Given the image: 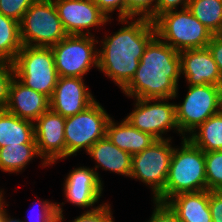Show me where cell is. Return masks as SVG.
I'll return each mask as SVG.
<instances>
[{
  "instance_id": "cell-1",
  "label": "cell",
  "mask_w": 222,
  "mask_h": 222,
  "mask_svg": "<svg viewBox=\"0 0 222 222\" xmlns=\"http://www.w3.org/2000/svg\"><path fill=\"white\" fill-rule=\"evenodd\" d=\"M118 19L126 25L105 36L98 50V69L123 90L134 77L148 43L156 36L152 21L146 18Z\"/></svg>"
},
{
  "instance_id": "cell-2",
  "label": "cell",
  "mask_w": 222,
  "mask_h": 222,
  "mask_svg": "<svg viewBox=\"0 0 222 222\" xmlns=\"http://www.w3.org/2000/svg\"><path fill=\"white\" fill-rule=\"evenodd\" d=\"M179 77V52L155 36L146 46L134 77L122 91L135 99L172 100L178 95Z\"/></svg>"
},
{
  "instance_id": "cell-3",
  "label": "cell",
  "mask_w": 222,
  "mask_h": 222,
  "mask_svg": "<svg viewBox=\"0 0 222 222\" xmlns=\"http://www.w3.org/2000/svg\"><path fill=\"white\" fill-rule=\"evenodd\" d=\"M180 148H174L164 190L154 199L166 203L179 193L206 190L204 151L188 138H183Z\"/></svg>"
},
{
  "instance_id": "cell-4",
  "label": "cell",
  "mask_w": 222,
  "mask_h": 222,
  "mask_svg": "<svg viewBox=\"0 0 222 222\" xmlns=\"http://www.w3.org/2000/svg\"><path fill=\"white\" fill-rule=\"evenodd\" d=\"M153 24L156 36L178 52L205 48L213 36L188 8L163 13Z\"/></svg>"
},
{
  "instance_id": "cell-5",
  "label": "cell",
  "mask_w": 222,
  "mask_h": 222,
  "mask_svg": "<svg viewBox=\"0 0 222 222\" xmlns=\"http://www.w3.org/2000/svg\"><path fill=\"white\" fill-rule=\"evenodd\" d=\"M15 77L32 90L52 97L58 80L51 47L23 46L13 62Z\"/></svg>"
},
{
  "instance_id": "cell-6",
  "label": "cell",
  "mask_w": 222,
  "mask_h": 222,
  "mask_svg": "<svg viewBox=\"0 0 222 222\" xmlns=\"http://www.w3.org/2000/svg\"><path fill=\"white\" fill-rule=\"evenodd\" d=\"M67 35L53 0H36L20 22L23 46L52 47Z\"/></svg>"
},
{
  "instance_id": "cell-7",
  "label": "cell",
  "mask_w": 222,
  "mask_h": 222,
  "mask_svg": "<svg viewBox=\"0 0 222 222\" xmlns=\"http://www.w3.org/2000/svg\"><path fill=\"white\" fill-rule=\"evenodd\" d=\"M175 106L179 131L182 138H187L208 118L222 110V86H189L183 102Z\"/></svg>"
},
{
  "instance_id": "cell-8",
  "label": "cell",
  "mask_w": 222,
  "mask_h": 222,
  "mask_svg": "<svg viewBox=\"0 0 222 222\" xmlns=\"http://www.w3.org/2000/svg\"><path fill=\"white\" fill-rule=\"evenodd\" d=\"M111 117L96 100L85 110L65 120V158L82 150L86 151L106 136Z\"/></svg>"
},
{
  "instance_id": "cell-9",
  "label": "cell",
  "mask_w": 222,
  "mask_h": 222,
  "mask_svg": "<svg viewBox=\"0 0 222 222\" xmlns=\"http://www.w3.org/2000/svg\"><path fill=\"white\" fill-rule=\"evenodd\" d=\"M94 35H67L51 47L59 77L83 78L91 67L98 68V50Z\"/></svg>"
},
{
  "instance_id": "cell-10",
  "label": "cell",
  "mask_w": 222,
  "mask_h": 222,
  "mask_svg": "<svg viewBox=\"0 0 222 222\" xmlns=\"http://www.w3.org/2000/svg\"><path fill=\"white\" fill-rule=\"evenodd\" d=\"M171 137L157 139L142 152L132 155L130 178L151 187L153 200L164 190L174 148Z\"/></svg>"
},
{
  "instance_id": "cell-11",
  "label": "cell",
  "mask_w": 222,
  "mask_h": 222,
  "mask_svg": "<svg viewBox=\"0 0 222 222\" xmlns=\"http://www.w3.org/2000/svg\"><path fill=\"white\" fill-rule=\"evenodd\" d=\"M134 100L135 108L125 118L134 128L149 133L156 139H165L162 134L172 129L181 133L176 121L175 103L169 104V98Z\"/></svg>"
},
{
  "instance_id": "cell-12",
  "label": "cell",
  "mask_w": 222,
  "mask_h": 222,
  "mask_svg": "<svg viewBox=\"0 0 222 222\" xmlns=\"http://www.w3.org/2000/svg\"><path fill=\"white\" fill-rule=\"evenodd\" d=\"M65 120V117L49 109L34 122L37 151L43 159L42 167L65 159Z\"/></svg>"
},
{
  "instance_id": "cell-13",
  "label": "cell",
  "mask_w": 222,
  "mask_h": 222,
  "mask_svg": "<svg viewBox=\"0 0 222 222\" xmlns=\"http://www.w3.org/2000/svg\"><path fill=\"white\" fill-rule=\"evenodd\" d=\"M68 35H92L90 28L103 26L109 18L92 0H53ZM84 29L87 31L84 32Z\"/></svg>"
},
{
  "instance_id": "cell-14",
  "label": "cell",
  "mask_w": 222,
  "mask_h": 222,
  "mask_svg": "<svg viewBox=\"0 0 222 222\" xmlns=\"http://www.w3.org/2000/svg\"><path fill=\"white\" fill-rule=\"evenodd\" d=\"M80 77H58L50 109L67 118L89 107L96 99Z\"/></svg>"
},
{
  "instance_id": "cell-15",
  "label": "cell",
  "mask_w": 222,
  "mask_h": 222,
  "mask_svg": "<svg viewBox=\"0 0 222 222\" xmlns=\"http://www.w3.org/2000/svg\"><path fill=\"white\" fill-rule=\"evenodd\" d=\"M181 59V74L188 86L212 84L222 86V77L208 49H190L179 52Z\"/></svg>"
},
{
  "instance_id": "cell-16",
  "label": "cell",
  "mask_w": 222,
  "mask_h": 222,
  "mask_svg": "<svg viewBox=\"0 0 222 222\" xmlns=\"http://www.w3.org/2000/svg\"><path fill=\"white\" fill-rule=\"evenodd\" d=\"M64 194L67 201L83 208L98 203L103 191V185L98 180L95 171L88 167L74 168L66 177L64 183Z\"/></svg>"
},
{
  "instance_id": "cell-17",
  "label": "cell",
  "mask_w": 222,
  "mask_h": 222,
  "mask_svg": "<svg viewBox=\"0 0 222 222\" xmlns=\"http://www.w3.org/2000/svg\"><path fill=\"white\" fill-rule=\"evenodd\" d=\"M50 109V98L30 89L16 77L9 88V98L5 110L21 119L36 121Z\"/></svg>"
},
{
  "instance_id": "cell-18",
  "label": "cell",
  "mask_w": 222,
  "mask_h": 222,
  "mask_svg": "<svg viewBox=\"0 0 222 222\" xmlns=\"http://www.w3.org/2000/svg\"><path fill=\"white\" fill-rule=\"evenodd\" d=\"M92 159L98 164L92 168L98 180L103 185L97 170L102 167L103 170H108L116 174L130 177L132 155L115 146L107 136L98 140L87 152Z\"/></svg>"
},
{
  "instance_id": "cell-19",
  "label": "cell",
  "mask_w": 222,
  "mask_h": 222,
  "mask_svg": "<svg viewBox=\"0 0 222 222\" xmlns=\"http://www.w3.org/2000/svg\"><path fill=\"white\" fill-rule=\"evenodd\" d=\"M210 191L179 193L166 203L181 222H212L209 208Z\"/></svg>"
},
{
  "instance_id": "cell-20",
  "label": "cell",
  "mask_w": 222,
  "mask_h": 222,
  "mask_svg": "<svg viewBox=\"0 0 222 222\" xmlns=\"http://www.w3.org/2000/svg\"><path fill=\"white\" fill-rule=\"evenodd\" d=\"M106 136L115 146L131 155L142 152L157 140L151 134L134 128L126 119L115 123L112 117L107 124Z\"/></svg>"
},
{
  "instance_id": "cell-21",
  "label": "cell",
  "mask_w": 222,
  "mask_h": 222,
  "mask_svg": "<svg viewBox=\"0 0 222 222\" xmlns=\"http://www.w3.org/2000/svg\"><path fill=\"white\" fill-rule=\"evenodd\" d=\"M21 144H36L34 122L0 109V148Z\"/></svg>"
},
{
  "instance_id": "cell-22",
  "label": "cell",
  "mask_w": 222,
  "mask_h": 222,
  "mask_svg": "<svg viewBox=\"0 0 222 222\" xmlns=\"http://www.w3.org/2000/svg\"><path fill=\"white\" fill-rule=\"evenodd\" d=\"M187 138L204 152L221 151L222 110L208 118Z\"/></svg>"
},
{
  "instance_id": "cell-23",
  "label": "cell",
  "mask_w": 222,
  "mask_h": 222,
  "mask_svg": "<svg viewBox=\"0 0 222 222\" xmlns=\"http://www.w3.org/2000/svg\"><path fill=\"white\" fill-rule=\"evenodd\" d=\"M34 157H40L36 144L8 145L0 148V170L22 172Z\"/></svg>"
},
{
  "instance_id": "cell-24",
  "label": "cell",
  "mask_w": 222,
  "mask_h": 222,
  "mask_svg": "<svg viewBox=\"0 0 222 222\" xmlns=\"http://www.w3.org/2000/svg\"><path fill=\"white\" fill-rule=\"evenodd\" d=\"M188 9L213 35L222 34V0H190Z\"/></svg>"
},
{
  "instance_id": "cell-25",
  "label": "cell",
  "mask_w": 222,
  "mask_h": 222,
  "mask_svg": "<svg viewBox=\"0 0 222 222\" xmlns=\"http://www.w3.org/2000/svg\"><path fill=\"white\" fill-rule=\"evenodd\" d=\"M22 47L20 23L0 12V60L13 63Z\"/></svg>"
},
{
  "instance_id": "cell-26",
  "label": "cell",
  "mask_w": 222,
  "mask_h": 222,
  "mask_svg": "<svg viewBox=\"0 0 222 222\" xmlns=\"http://www.w3.org/2000/svg\"><path fill=\"white\" fill-rule=\"evenodd\" d=\"M205 154L206 190L222 191V150Z\"/></svg>"
},
{
  "instance_id": "cell-27",
  "label": "cell",
  "mask_w": 222,
  "mask_h": 222,
  "mask_svg": "<svg viewBox=\"0 0 222 222\" xmlns=\"http://www.w3.org/2000/svg\"><path fill=\"white\" fill-rule=\"evenodd\" d=\"M156 2L157 0H124V19L139 16L138 18L153 22L156 19Z\"/></svg>"
},
{
  "instance_id": "cell-28",
  "label": "cell",
  "mask_w": 222,
  "mask_h": 222,
  "mask_svg": "<svg viewBox=\"0 0 222 222\" xmlns=\"http://www.w3.org/2000/svg\"><path fill=\"white\" fill-rule=\"evenodd\" d=\"M61 205H64V202L58 204L51 201L49 202V200H42V202H40L41 212H39V214L37 215V219L34 215H32V211V214H29L31 217L28 219V221L25 220L23 222H62L63 220H65V218L63 217V208Z\"/></svg>"
},
{
  "instance_id": "cell-29",
  "label": "cell",
  "mask_w": 222,
  "mask_h": 222,
  "mask_svg": "<svg viewBox=\"0 0 222 222\" xmlns=\"http://www.w3.org/2000/svg\"><path fill=\"white\" fill-rule=\"evenodd\" d=\"M36 0H0V12L9 18L21 22L25 12Z\"/></svg>"
},
{
  "instance_id": "cell-30",
  "label": "cell",
  "mask_w": 222,
  "mask_h": 222,
  "mask_svg": "<svg viewBox=\"0 0 222 222\" xmlns=\"http://www.w3.org/2000/svg\"><path fill=\"white\" fill-rule=\"evenodd\" d=\"M14 77L13 63L0 60V109H5L7 105L9 88Z\"/></svg>"
},
{
  "instance_id": "cell-31",
  "label": "cell",
  "mask_w": 222,
  "mask_h": 222,
  "mask_svg": "<svg viewBox=\"0 0 222 222\" xmlns=\"http://www.w3.org/2000/svg\"><path fill=\"white\" fill-rule=\"evenodd\" d=\"M108 203L99 205L98 208L85 211L72 222H114L111 207Z\"/></svg>"
},
{
  "instance_id": "cell-32",
  "label": "cell",
  "mask_w": 222,
  "mask_h": 222,
  "mask_svg": "<svg viewBox=\"0 0 222 222\" xmlns=\"http://www.w3.org/2000/svg\"><path fill=\"white\" fill-rule=\"evenodd\" d=\"M153 201L155 209L147 222H181L167 203Z\"/></svg>"
},
{
  "instance_id": "cell-33",
  "label": "cell",
  "mask_w": 222,
  "mask_h": 222,
  "mask_svg": "<svg viewBox=\"0 0 222 222\" xmlns=\"http://www.w3.org/2000/svg\"><path fill=\"white\" fill-rule=\"evenodd\" d=\"M100 10L109 18L110 13L117 10L119 11V19H124V0H92ZM109 15V16H108Z\"/></svg>"
},
{
  "instance_id": "cell-34",
  "label": "cell",
  "mask_w": 222,
  "mask_h": 222,
  "mask_svg": "<svg viewBox=\"0 0 222 222\" xmlns=\"http://www.w3.org/2000/svg\"><path fill=\"white\" fill-rule=\"evenodd\" d=\"M209 208L212 222H222V191H210Z\"/></svg>"
},
{
  "instance_id": "cell-35",
  "label": "cell",
  "mask_w": 222,
  "mask_h": 222,
  "mask_svg": "<svg viewBox=\"0 0 222 222\" xmlns=\"http://www.w3.org/2000/svg\"><path fill=\"white\" fill-rule=\"evenodd\" d=\"M207 47L212 53L222 77V34L213 35Z\"/></svg>"
},
{
  "instance_id": "cell-36",
  "label": "cell",
  "mask_w": 222,
  "mask_h": 222,
  "mask_svg": "<svg viewBox=\"0 0 222 222\" xmlns=\"http://www.w3.org/2000/svg\"><path fill=\"white\" fill-rule=\"evenodd\" d=\"M190 0H157L156 2V18L163 13L178 10V5H182V9L188 8Z\"/></svg>"
},
{
  "instance_id": "cell-37",
  "label": "cell",
  "mask_w": 222,
  "mask_h": 222,
  "mask_svg": "<svg viewBox=\"0 0 222 222\" xmlns=\"http://www.w3.org/2000/svg\"><path fill=\"white\" fill-rule=\"evenodd\" d=\"M1 222H23V221L11 218L10 216L8 217L7 210L4 209L1 215Z\"/></svg>"
},
{
  "instance_id": "cell-38",
  "label": "cell",
  "mask_w": 222,
  "mask_h": 222,
  "mask_svg": "<svg viewBox=\"0 0 222 222\" xmlns=\"http://www.w3.org/2000/svg\"><path fill=\"white\" fill-rule=\"evenodd\" d=\"M3 192L0 194V222H1V215H2V211L5 209V199H3Z\"/></svg>"
}]
</instances>
